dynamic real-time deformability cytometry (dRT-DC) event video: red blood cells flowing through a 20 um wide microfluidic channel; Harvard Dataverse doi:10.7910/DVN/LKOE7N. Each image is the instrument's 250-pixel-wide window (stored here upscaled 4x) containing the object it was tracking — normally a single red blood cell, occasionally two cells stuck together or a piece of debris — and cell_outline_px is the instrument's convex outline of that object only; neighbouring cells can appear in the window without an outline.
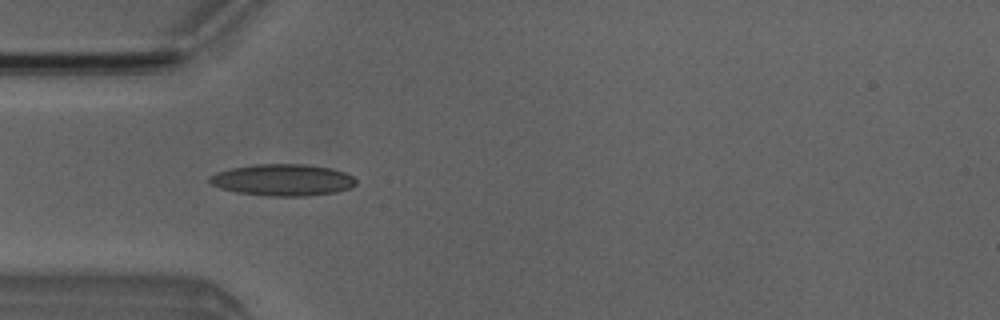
{"species": "Egyptian fruit bat (a non-hibernating species)", "species_latin": "Rousettus aegyptiacus", "temperature_condition": "room temperature", "stored_images_in_passage": 7, "camera_frame_rate_fps": 3000, "um_per_image_px": 0.085, "animal": {"sex": "male"}, "frame": {"image": 1, "passage_image": 5, "time_ms": 4.667, "image_size_px": [1000, 320], "cell_outline_px": [[356, 184], [352, 188], [336, 192], [304, 196], [268, 196], [236, 192], [220, 188], [212, 184], [208, 180], [208, 176], [216, 172], [232, 168], [256, 164], [304, 164], [332, 168], [344, 172], [352, 176], [356, 180]], "centroid_in_image_um": [24.03, 15.29], "position_along_channel_um": 61.0, "area_um2": 27.11}}